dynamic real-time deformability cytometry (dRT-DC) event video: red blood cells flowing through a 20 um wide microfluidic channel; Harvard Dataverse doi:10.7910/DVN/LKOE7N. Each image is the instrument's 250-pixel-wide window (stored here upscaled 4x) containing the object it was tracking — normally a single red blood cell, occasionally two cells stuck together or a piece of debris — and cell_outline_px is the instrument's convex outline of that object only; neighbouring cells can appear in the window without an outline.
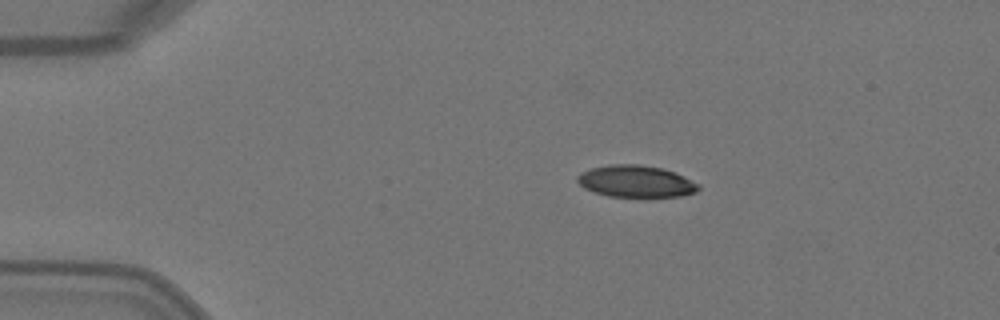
{"species": "Egyptian fruit bat (a non-hibernating species)", "species_latin": "Rousettus aegyptiacus", "temperature_condition": "warm", "stored_images_in_passage": 4, "camera_frame_rate_fps": 3000, "um_per_image_px": 0.085, "animal": {"sex": "female"}, "frame": {"image": 1, "passage_image": 1, "time_ms": 0.0, "image_size_px": [1000, 320], "cell_outline_px": [[700, 188], [696, 192], [680, 196], [644, 200], [608, 196], [584, 188], [576, 180], [576, 176], [580, 172], [592, 168], [608, 164], [640, 164], [664, 168], [676, 172], [700, 184]], "centroid_in_image_um": [54.09, 15.45], "position_along_channel_um": 30.9, "area_um2": 23.58}}
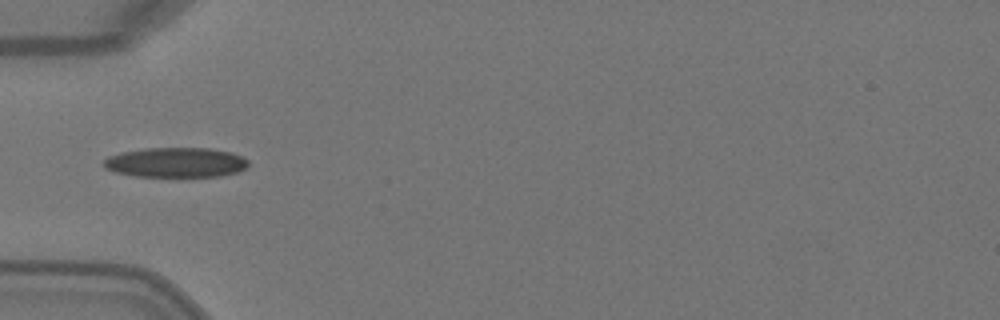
{"frame": {"image": 2, "passage_image": 3, "time_ms": 0.667, "image_size_px": [1000, 320], "cell_outline_px": [[248, 168], [236, 172], [220, 176], [176, 180], [136, 176], [116, 172], [104, 168], [100, 164], [108, 156], [120, 152], [144, 148], [208, 148], [232, 152], [248, 160]], "centroid_in_image_um": [14.92, 13.86], "position_along_channel_um": 70.1, "area_um2": 26.47}}
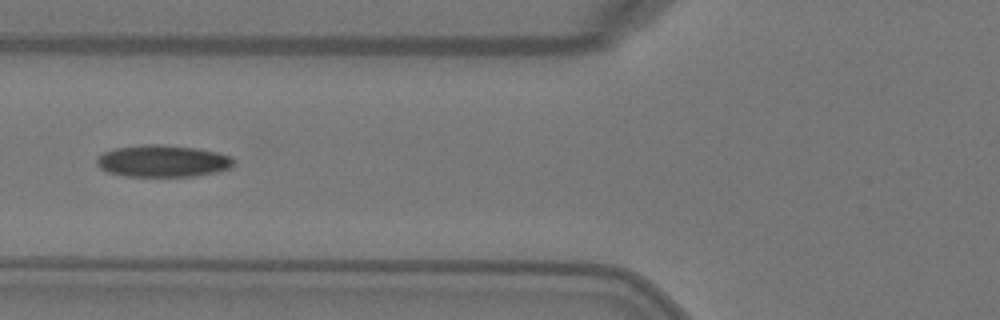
{"frame": {"image": 3, "passage_image": 4, "time_ms": 1.0, "image_size_px": [1000, 320], "cell_outline_px": [[232, 168], [216, 172], [196, 176], [124, 176], [108, 172], [100, 168], [96, 164], [96, 156], [104, 152], [116, 148], [140, 144], [160, 144], [196, 148], [216, 152], [228, 156], [232, 160]], "centroid_in_image_um": [13.78, 13.69], "position_along_channel_um": 112.0, "area_um2": 25.49}}